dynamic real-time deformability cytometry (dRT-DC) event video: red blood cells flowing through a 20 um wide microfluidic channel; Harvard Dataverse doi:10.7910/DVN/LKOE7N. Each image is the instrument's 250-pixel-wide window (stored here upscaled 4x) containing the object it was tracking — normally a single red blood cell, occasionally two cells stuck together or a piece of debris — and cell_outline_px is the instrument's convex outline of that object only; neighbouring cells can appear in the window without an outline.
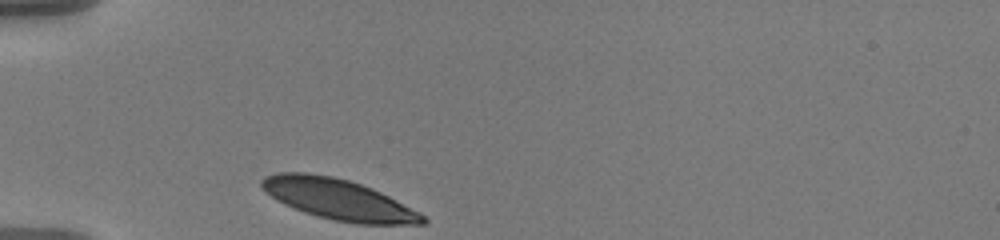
{"species": "human", "species_latin": "Homo sapiens", "temperature_condition": "warm", "stored_images_in_passage": 32, "camera_frame_rate_fps": 3000, "um_per_image_px": 0.085, "donor": {"sex": "male"}, "frame": {"image": 1, "passage_image": 1, "time_ms": 0.0, "image_size_px": [1000, 240], "cell_outline_px": [[428, 220], [424, 224], [356, 224], [316, 216], [304, 212], [284, 204], [276, 200], [260, 188], [260, 180], [264, 176], [276, 172], [308, 172], [332, 176], [348, 180], [372, 188], [420, 212]], "centroid_in_image_um": [28.72, 16.94], "position_along_channel_um": 56.3, "area_um2": 38.26}}
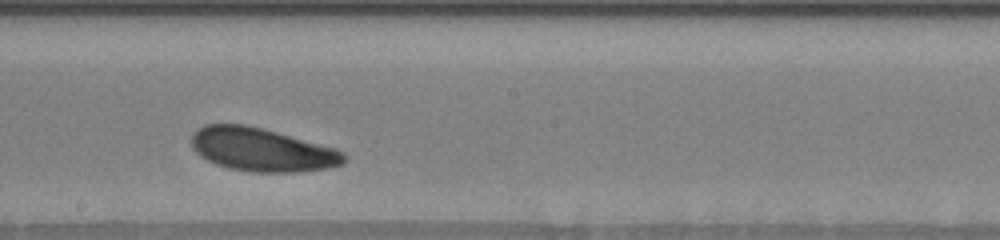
{"frame": {"image": 2, "passage_image": 17, "time_ms": 5.333, "image_size_px": [1000, 240], "cell_outline_px": [[348, 160], [344, 164], [328, 168], [296, 172], [252, 172], [228, 168], [216, 164], [200, 156], [192, 148], [192, 132], [196, 128], [204, 124], [248, 124], [336, 148], [344, 152]], "centroid_in_image_um": [22.26, 12.72], "position_along_channel_um": 225.9, "area_um2": 38.9}}
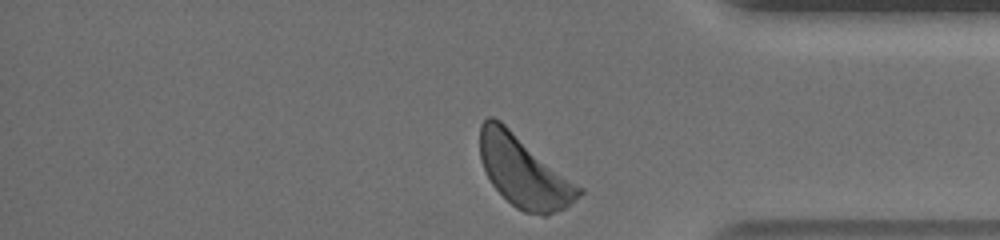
{"frame": {"image": 3, "passage_image": 32, "time_ms": 10.333, "image_size_px": [1000, 240], "cell_outline_px": [[584, 192], [580, 196], [564, 208], [548, 216], [544, 216], [524, 212], [516, 208], [492, 184], [480, 160], [480, 124], [488, 116], [492, 116], [500, 120], [584, 188]], "centroid_in_image_um": [44.54, 14.58], "position_along_channel_um": 390.7, "area_um2": 41.1}, "authors_computed_cell_mechanics": {"area_um2": 38.8127, "velocity_mm_per_s": 3.4758, "shape_relaxation_time_tau1_ms": 0.8543, "shape_relaxation_time_tau2_ms": null, "deformation_change_tau1": 0.0665, "deformation_change_tau2": null}}